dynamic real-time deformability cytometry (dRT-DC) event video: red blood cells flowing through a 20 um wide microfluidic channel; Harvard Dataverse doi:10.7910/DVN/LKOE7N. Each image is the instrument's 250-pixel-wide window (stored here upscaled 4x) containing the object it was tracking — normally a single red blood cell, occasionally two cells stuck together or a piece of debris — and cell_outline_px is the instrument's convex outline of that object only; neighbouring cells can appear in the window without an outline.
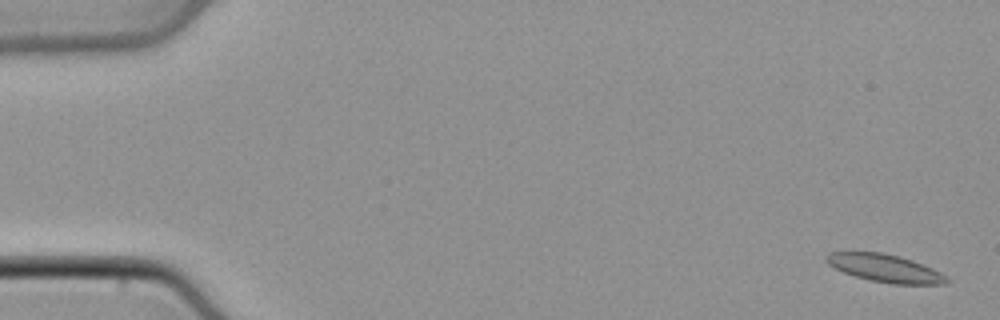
{"species": "common noctule bat (a hibernating species)", "species_latin": "Nyctalus noctula", "temperature_condition": "cold", "stored_images_in_passage": 51, "camera_frame_rate_fps": 3000, "um_per_image_px": 0.085, "animal": {"sex": "male", "body_mass_g": 21.5, "forearm_length_mm": 52.0}, "frame": {"image": 1, "passage_image": 2, "time_ms": 0.333, "image_size_px": [1000, 320], "cell_outline_px": [[952, 280], [944, 284], [892, 284], [872, 280], [856, 276], [844, 272], [828, 264], [824, 260], [824, 256], [828, 252], [880, 252], [900, 256], [912, 260], [932, 268], [948, 276]], "centroid_in_image_um": [75.25, 22.79], "position_along_channel_um": 9.8, "area_um2": 19.48}}
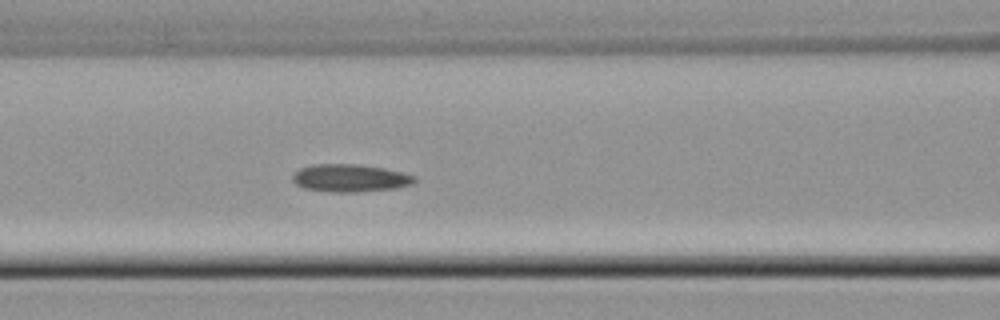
{"frame": {"image": 2, "passage_image": 22, "time_ms": 7.0, "image_size_px": [1000, 320], "cell_outline_px": [[416, 180], [412, 184], [396, 188], [356, 192], [332, 192], [304, 188], [296, 184], [292, 180], [292, 176], [300, 168], [312, 164], [356, 164], [384, 168], [416, 176]], "centroid_in_image_um": [29.75, 15.13], "position_along_channel_um": 136.9, "area_um2": 19.59}}
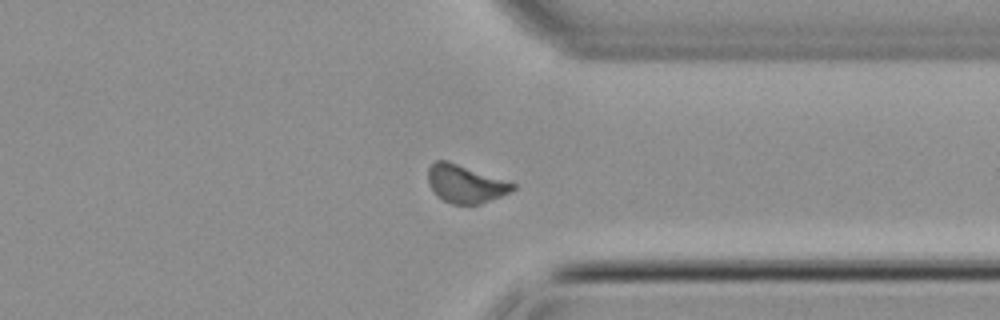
{"frame": {"image": 3, "passage_image": 39, "time_ms": 12.667, "image_size_px": [1000, 320], "cell_outline_px": [[516, 188], [500, 196], [480, 204], [452, 204], [436, 196], [428, 180], [428, 168], [436, 160], [448, 160], [516, 184]], "centroid_in_image_um": [39.53, 15.62], "position_along_channel_um": 371.9, "area_um2": 18.5}}